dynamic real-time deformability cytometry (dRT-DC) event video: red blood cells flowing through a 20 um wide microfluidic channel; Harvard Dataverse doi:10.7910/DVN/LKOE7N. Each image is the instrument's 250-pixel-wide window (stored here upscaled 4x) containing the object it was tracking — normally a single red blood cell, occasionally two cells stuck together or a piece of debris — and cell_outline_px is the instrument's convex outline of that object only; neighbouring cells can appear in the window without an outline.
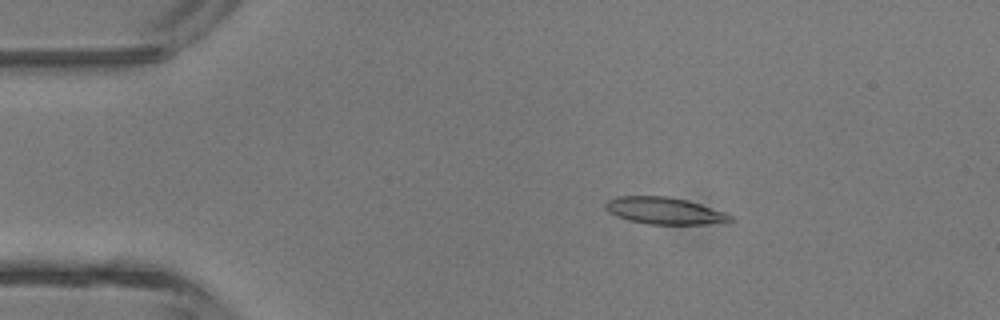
{"species": "common noctule bat (a hibernating species)", "species_latin": "Nyctalus noctula", "temperature_condition": "room temperature", "stored_images_in_passage": 5, "camera_frame_rate_fps": 3000, "um_per_image_px": 0.085, "animal": {"sex": "male", "body_mass_g": 13.3}, "frame": {"image": 1, "passage_image": 3, "time_ms": 2.333, "image_size_px": [1000, 320], "cell_outline_px": [[736, 220], [708, 224], [648, 224], [628, 220], [616, 216], [608, 212], [604, 208], [604, 204], [608, 200], [616, 196], [668, 196], [688, 200], [724, 212], [732, 216]], "centroid_in_image_um": [56.44, 17.91], "position_along_channel_um": 28.6, "area_um2": 19.65}}
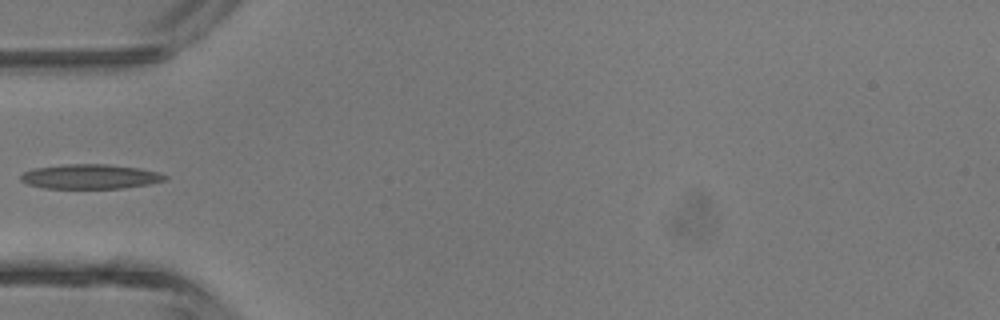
{"frame": {"image": 2, "passage_image": 5, "time_ms": 4.667, "image_size_px": [1000, 320], "cell_outline_px": [[168, 180], [148, 184], [120, 188], [44, 188], [28, 184], [20, 180], [20, 176], [24, 172], [32, 168], [68, 164], [104, 164], [140, 168], [160, 172], [168, 176]], "centroid_in_image_um": [7.69, 15.0], "position_along_channel_um": 77.3, "area_um2": 20.69}}